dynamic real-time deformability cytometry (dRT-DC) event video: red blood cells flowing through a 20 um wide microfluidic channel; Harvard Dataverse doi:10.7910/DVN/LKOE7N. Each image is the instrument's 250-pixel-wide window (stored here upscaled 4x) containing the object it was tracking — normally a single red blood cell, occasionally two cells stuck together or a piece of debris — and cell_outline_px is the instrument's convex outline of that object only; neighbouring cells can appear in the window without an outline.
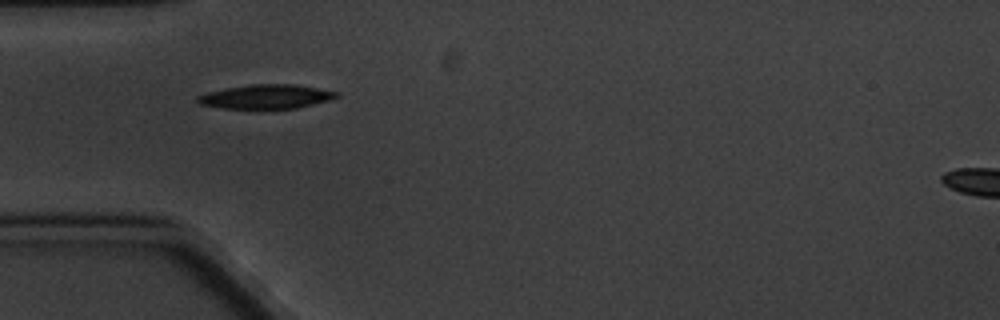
{"species": "common noctule bat (a hibernating species)", "species_latin": "Nyctalus noctula", "temperature_condition": "cold", "stored_images_in_passage": 2, "camera_frame_rate_fps": 3000, "um_per_image_px": 0.085, "animal": {"sex": "male", "body_mass_g": 20.1, "forearm_length_mm": 53.5}, "frame": {"image": 1, "passage_image": 1, "time_ms": 0.0, "image_size_px": [1000, 320], "cell_outline_px": [[340, 96], [328, 100], [296, 108], [220, 108], [200, 104], [196, 100], [196, 96], [208, 92], [228, 88], [252, 84], [292, 84], [340, 92]], "centroid_in_image_um": [22.61, 8.21], "position_along_channel_um": 62.4, "area_um2": 19.25}}